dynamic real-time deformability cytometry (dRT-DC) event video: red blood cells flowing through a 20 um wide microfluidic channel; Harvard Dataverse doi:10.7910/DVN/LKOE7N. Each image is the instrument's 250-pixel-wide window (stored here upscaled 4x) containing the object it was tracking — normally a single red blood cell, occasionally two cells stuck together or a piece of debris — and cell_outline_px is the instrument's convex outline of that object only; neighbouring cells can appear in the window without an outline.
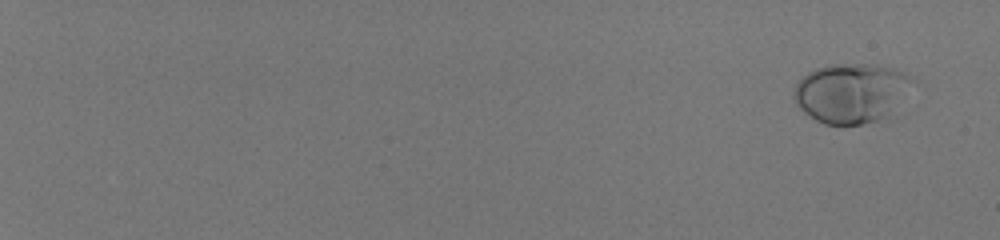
{"species": "human", "species_latin": "Homo sapiens", "temperature_condition": "room temperature", "stored_images_in_passage": 54, "camera_frame_rate_fps": 3000, "um_per_image_px": 0.085, "donor": {"sex": "male"}, "frame": {"image": 1, "passage_image": 1, "time_ms": 0.0, "image_size_px": [1000, 240], "cell_outline_px": [[908, 76], [888, 116], [876, 120], [860, 124], [824, 124], [816, 120], [804, 112], [796, 104], [792, 96], [792, 92], [796, 84], [808, 72], [816, 68], [832, 64], [872, 64], [892, 68]], "centroid_in_image_um": [72.15, 7.9], "position_along_channel_um": 12.9, "area_um2": 39.36}}
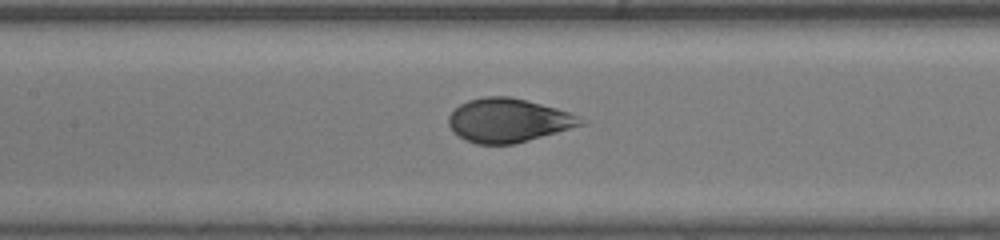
{"frame": {"image": 2, "passage_image": 31, "time_ms": 10.0, "image_size_px": [1000, 240], "cell_outline_px": [[584, 124], [528, 140], [512, 144], [476, 144], [464, 140], [448, 124], [448, 116], [460, 104], [468, 100], [484, 96], [508, 96], [556, 108], [580, 116], [584, 120]], "centroid_in_image_um": [43.18, 10.23], "position_along_channel_um": 164.2, "area_um2": 33.23}}
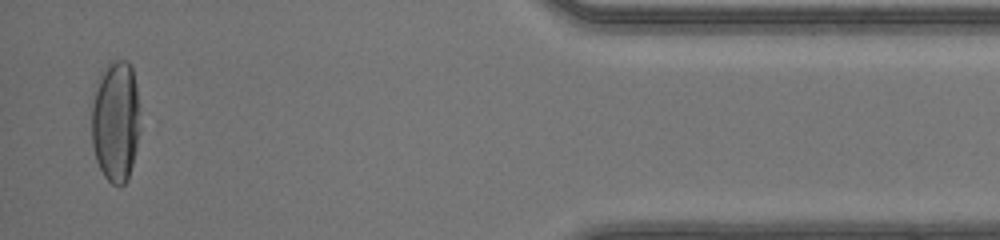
{"frame": {"image": 3, "passage_image": 53, "time_ms": 17.333, "image_size_px": [1000, 240], "cell_outline_px": [[140, 132], [128, 180], [120, 188], [112, 184], [104, 176], [96, 160], [92, 144], [92, 104], [96, 80], [100, 72], [108, 60], [128, 60], [132, 68], [136, 88], [140, 112]], "centroid_in_image_um": [9.83, 10.28], "position_along_channel_um": 425.4, "area_um2": 35.08}, "authors_computed_cell_mechanics": {"area_um2": 35.0557, "velocity_mm_per_s": 4.1647, "shape_relaxation_time_tau1_ms": 5.241, "shape_relaxation_time_tau2_ms": null, "deformation_change_tau1": 0.2225, "deformation_change_tau2": null}}